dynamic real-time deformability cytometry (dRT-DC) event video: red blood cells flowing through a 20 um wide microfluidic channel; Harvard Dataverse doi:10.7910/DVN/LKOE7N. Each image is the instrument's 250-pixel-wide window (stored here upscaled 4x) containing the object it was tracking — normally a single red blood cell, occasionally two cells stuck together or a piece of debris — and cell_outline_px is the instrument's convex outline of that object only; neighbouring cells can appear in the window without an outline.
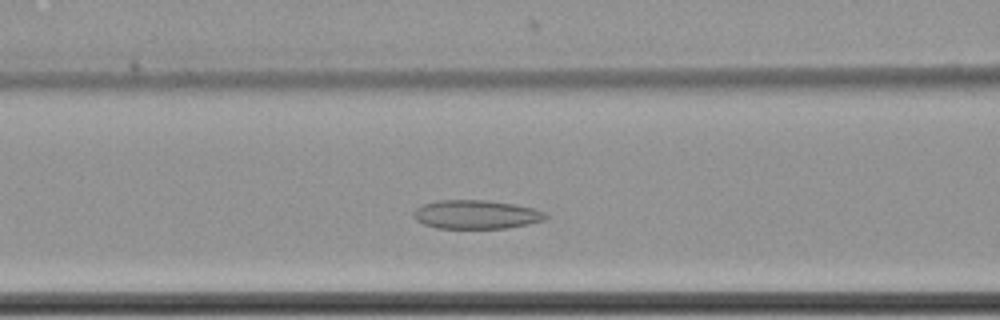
{"species": "common noctule bat (a hibernating species)", "species_latin": "Nyctalus noctula", "temperature_condition": "cold", "stored_images_in_passage": 44, "camera_frame_rate_fps": 3000, "um_per_image_px": 0.085, "animal": {"sex": "female", "body_mass_g": 22.7, "forearm_length_mm": 54.2}, "frame": {"image": 1, "passage_image": 15, "time_ms": 4.667, "image_size_px": [1000, 320], "cell_outline_px": [[548, 216], [544, 220], [528, 224], [504, 228], [436, 228], [424, 224], [416, 220], [412, 216], [416, 208], [424, 204], [436, 200], [488, 200], [516, 204], [536, 208], [544, 212]], "centroid_in_image_um": [40.48, 18.22], "position_along_channel_um": 126.1, "area_um2": 22.25}}
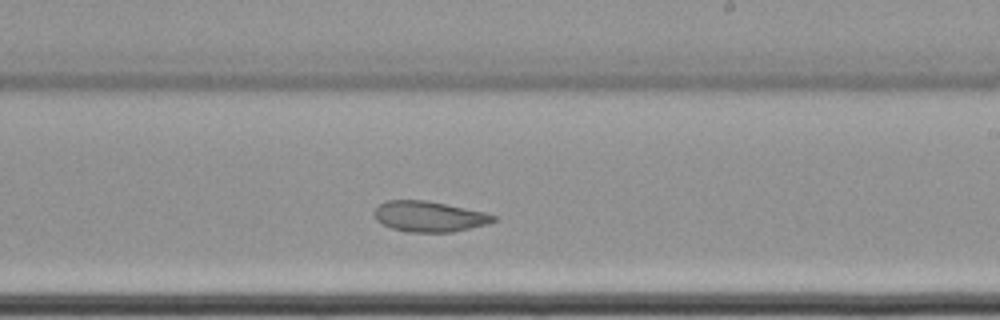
{"frame": {"image": 2, "passage_image": 26, "time_ms": 8.333, "image_size_px": [1000, 320], "cell_outline_px": [[496, 220], [488, 224], [452, 232], [408, 232], [392, 228], [376, 220], [376, 208], [384, 200], [428, 200], [484, 212], [496, 216]], "centroid_in_image_um": [36.5, 18.4], "position_along_channel_um": 252.5, "area_um2": 21.1}}
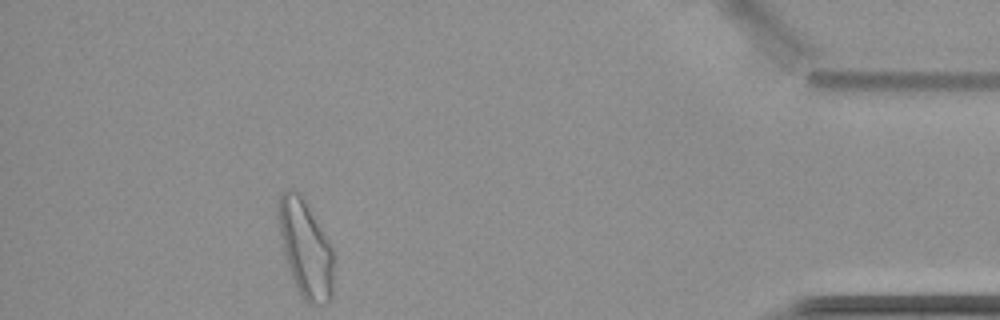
{"frame": {"image": 3, "passage_image": 44, "time_ms": 14.333, "image_size_px": [1000, 320], "cell_outline_px": [[332, 300], [328, 304], [308, 304], [304, 300], [292, 276], [284, 252], [280, 232], [276, 208], [276, 204], [280, 192], [288, 188], [292, 188], [300, 192], [328, 240], [332, 248]], "centroid_in_image_um": [25.95, 21.07], "position_along_channel_um": 409.3, "area_um2": 31.1}, "authors_computed_cell_mechanics": {"area_um2": 22.8599, "velocity_mm_per_s": 3.4537, "shape_relaxation_time_tau1_ms": null, "shape_relaxation_time_tau2_ms": 2.5555, "deformation_change_tau1": null, "deformation_change_tau2": 0.0755}}